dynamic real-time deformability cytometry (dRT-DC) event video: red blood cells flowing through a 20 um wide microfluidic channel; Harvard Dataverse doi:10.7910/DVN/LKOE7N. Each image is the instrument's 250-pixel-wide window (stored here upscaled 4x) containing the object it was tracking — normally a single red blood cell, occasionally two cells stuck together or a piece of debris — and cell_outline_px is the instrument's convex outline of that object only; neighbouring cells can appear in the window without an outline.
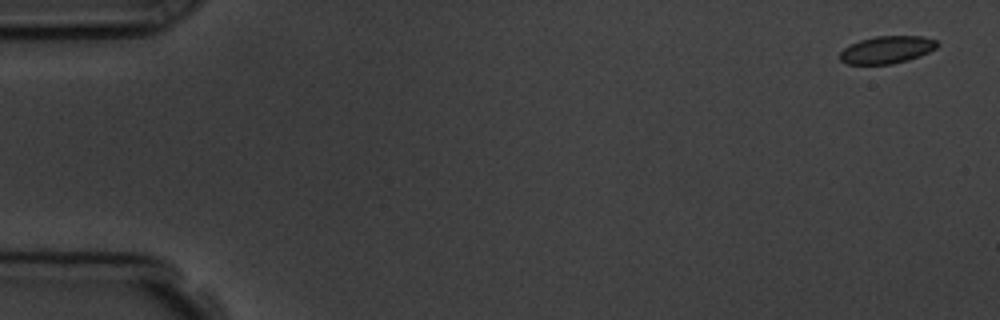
{"species": "common noctule bat (a hibernating species)", "species_latin": "Nyctalus noctula", "temperature_condition": "room temperature", "stored_images_in_passage": 5, "segment_of_instrument_passage": [2, 2], "camera_frame_rate_fps": 3000, "um_per_image_px": 0.085, "animal": {"sex": "male", "body_mass_g": 19.5, "forearm_length_mm": 54.6}, "frame": {"image": 1, "passage_image": 5, "time_ms": 6.333, "image_size_px": [1000, 320], "cell_outline_px": [[940, 44], [936, 48], [928, 52], [908, 60], [892, 64], [848, 64], [840, 60], [840, 52], [844, 48], [860, 40], [876, 36], [924, 36], [936, 40]], "centroid_in_image_um": [75.4, 4.22], "position_along_channel_um": 9.6, "area_um2": 15.49}}